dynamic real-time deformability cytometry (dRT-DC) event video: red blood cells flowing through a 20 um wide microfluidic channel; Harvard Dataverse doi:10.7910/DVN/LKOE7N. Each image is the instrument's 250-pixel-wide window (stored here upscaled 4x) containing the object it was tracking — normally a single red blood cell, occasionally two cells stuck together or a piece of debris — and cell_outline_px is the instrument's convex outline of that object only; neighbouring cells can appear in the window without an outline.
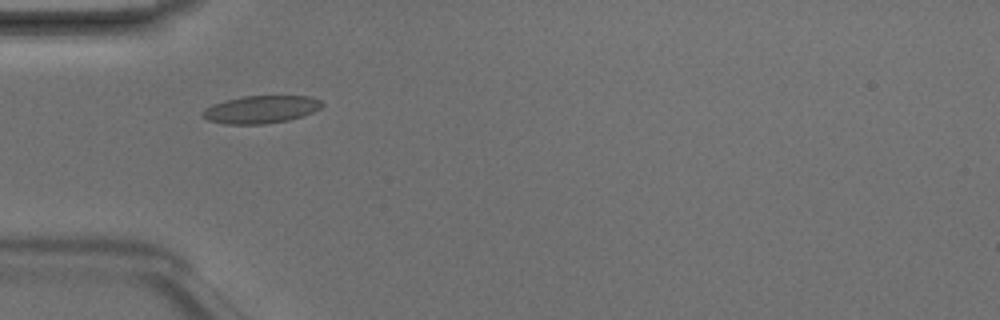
{"species": "Egyptian fruit bat (a non-hibernating species)", "species_latin": "Rousettus aegyptiacus", "temperature_condition": "room temperature", "stored_images_in_passage": 2, "camera_frame_rate_fps": 3000, "um_per_image_px": 0.085, "animal": {"sex": "male"}, "frame": {"image": 1, "passage_image": 1, "time_ms": 0.0, "image_size_px": [1000, 320], "cell_outline_px": [[324, 104], [320, 108], [304, 116], [288, 120], [264, 124], [224, 124], [208, 120], [200, 112], [204, 108], [224, 100], [244, 96], [308, 96], [320, 100]], "centroid_in_image_um": [22.17, 9.3], "position_along_channel_um": 62.8, "area_um2": 19.25}}